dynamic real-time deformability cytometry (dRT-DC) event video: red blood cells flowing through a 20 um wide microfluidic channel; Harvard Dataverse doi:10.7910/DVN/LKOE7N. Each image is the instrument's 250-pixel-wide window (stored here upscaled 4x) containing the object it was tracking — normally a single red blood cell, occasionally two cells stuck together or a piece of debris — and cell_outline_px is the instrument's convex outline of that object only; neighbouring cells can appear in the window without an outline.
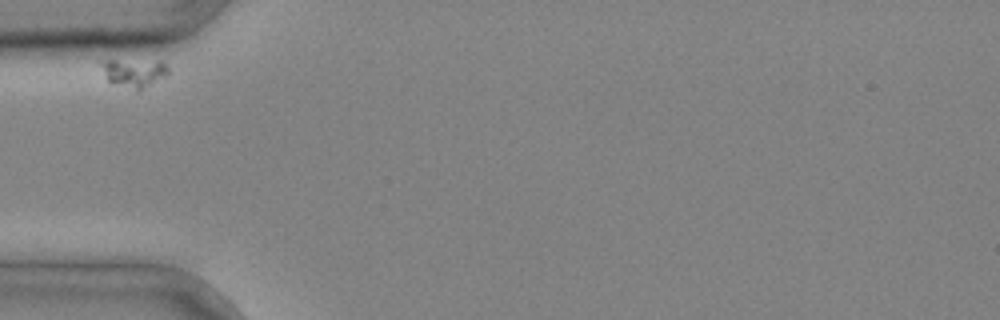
{"species": "common noctule bat (a hibernating species)", "species_latin": "Nyctalus noctula", "temperature_condition": "cold", "stored_images_in_passage": 3, "camera_frame_rate_fps": 3000, "um_per_image_px": 0.085, "animal": {"sex": "male", "body_mass_g": 20.4}, "frame": {"image": 1, "passage_image": 1, "time_ms": 0.0, "image_size_px": [1000, 320], "cell_outline_px": [[168, 72], [164, 76], [136, 92], [112, 84], [108, 80], [96, 64], [96, 60], [160, 60], [168, 68]], "centroid_in_image_um": [11.26, 6.17], "position_along_channel_um": 73.7, "area_um2": 11.56}}